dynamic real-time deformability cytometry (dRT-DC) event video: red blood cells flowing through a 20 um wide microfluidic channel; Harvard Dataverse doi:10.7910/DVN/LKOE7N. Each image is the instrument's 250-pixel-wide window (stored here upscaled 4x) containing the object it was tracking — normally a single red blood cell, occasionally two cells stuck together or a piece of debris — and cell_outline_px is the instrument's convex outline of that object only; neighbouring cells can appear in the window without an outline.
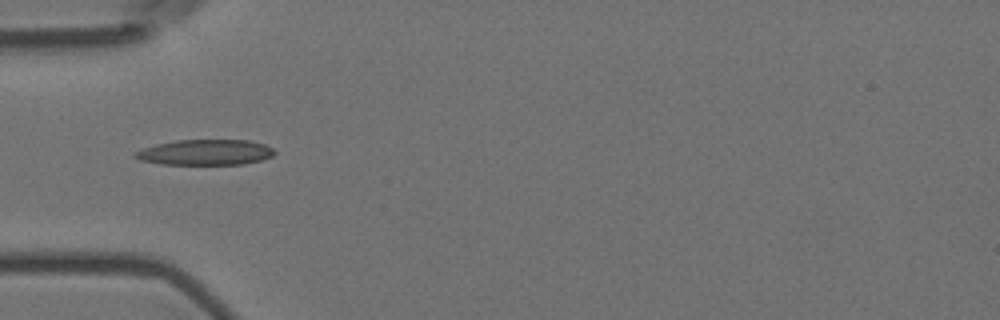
{"species": "Egyptian fruit bat (a non-hibernating species)", "species_latin": "Rousettus aegyptiacus", "temperature_condition": "room temperature", "stored_images_in_passage": 39, "camera_frame_rate_fps": 3000, "um_per_image_px": 0.085, "animal": {"sex": "female"}, "frame": {"image": 1, "passage_image": 1, "time_ms": 0.0, "image_size_px": [1000, 320], "cell_outline_px": [[276, 152], [272, 156], [260, 160], [244, 164], [160, 164], [140, 160], [132, 156], [132, 152], [156, 144], [176, 140], [248, 140], [264, 144], [272, 148]], "centroid_in_image_um": [17.42, 12.94], "position_along_channel_um": 67.6, "area_um2": 20.75}}
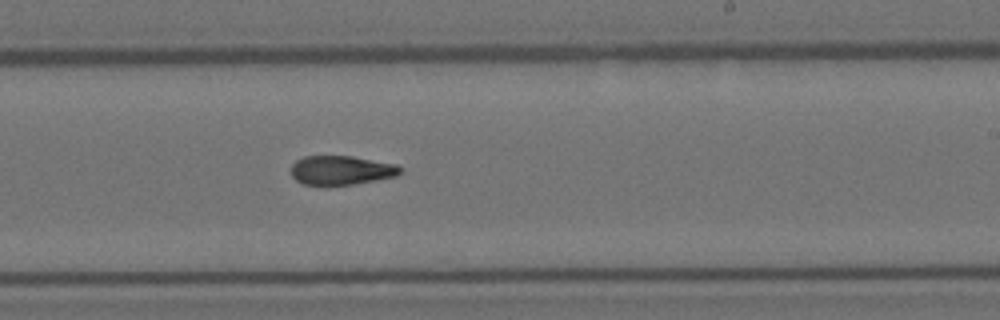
{"frame": {"image": 2, "passage_image": 17, "time_ms": 5.333, "image_size_px": [1000, 320], "cell_outline_px": [[404, 172], [396, 176], [356, 184], [328, 188], [304, 184], [296, 180], [292, 176], [292, 164], [296, 160], [304, 156], [352, 156], [396, 164], [404, 168]], "centroid_in_image_um": [29.02, 14.51], "position_along_channel_um": 260.0, "area_um2": 19.25}}
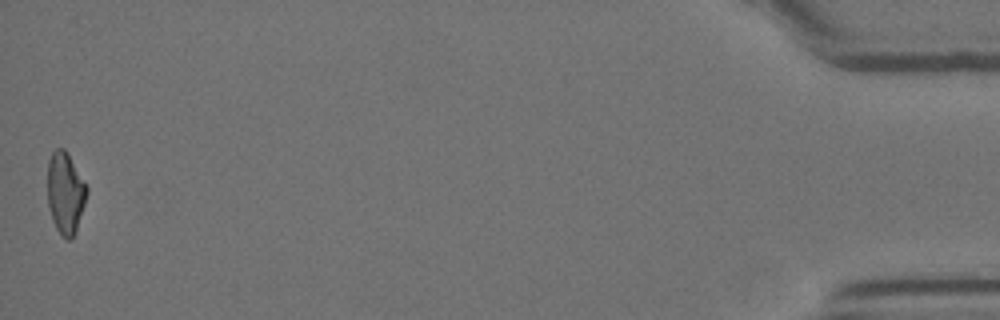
{"frame": {"image": 3, "passage_image": 39, "time_ms": 12.667, "image_size_px": [1000, 320], "cell_outline_px": [[88, 192], [76, 228], [72, 236], [68, 240], [60, 236], [52, 220], [48, 204], [48, 160], [52, 152], [56, 148], [64, 148], [68, 152], [88, 188]], "centroid_in_image_um": [5.54, 16.36], "position_along_channel_um": 429.7, "area_um2": 18.55}, "authors_computed_cell_mechanics": {"area_um2": 19.1896, "velocity_mm_per_s": 3.6048, "shape_relaxation_time_tau1_ms": null, "shape_relaxation_time_tau2_ms": 4.1506, "deformation_change_tau1": null, "deformation_change_tau2": 0.1279}}